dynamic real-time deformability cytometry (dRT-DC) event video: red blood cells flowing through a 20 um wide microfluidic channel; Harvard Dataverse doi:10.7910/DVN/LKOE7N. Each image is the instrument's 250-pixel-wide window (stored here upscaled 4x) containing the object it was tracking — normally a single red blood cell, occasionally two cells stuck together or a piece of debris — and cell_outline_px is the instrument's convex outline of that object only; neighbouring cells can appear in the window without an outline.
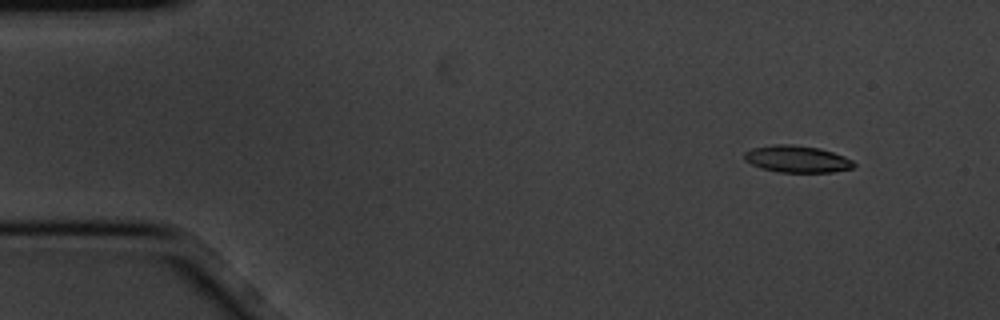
{"species": "common noctule bat (a hibernating species)", "species_latin": "Nyctalus noctula", "temperature_condition": "cold", "stored_images_in_passage": 5, "camera_frame_rate_fps": 3000, "um_per_image_px": 0.085, "animal": {"sex": "male", "body_mass_g": 20.1, "forearm_length_mm": 53.5}, "frame": {"image": 1, "passage_image": 2, "time_ms": 0.333, "image_size_px": [1000, 320], "cell_outline_px": [[856, 164], [852, 168], [832, 172], [780, 172], [760, 168], [744, 160], [744, 152], [752, 148], [776, 144], [792, 144], [820, 148], [844, 156], [852, 160]], "centroid_in_image_um": [67.73, 13.51], "position_along_channel_um": 17.3, "area_um2": 17.17}}
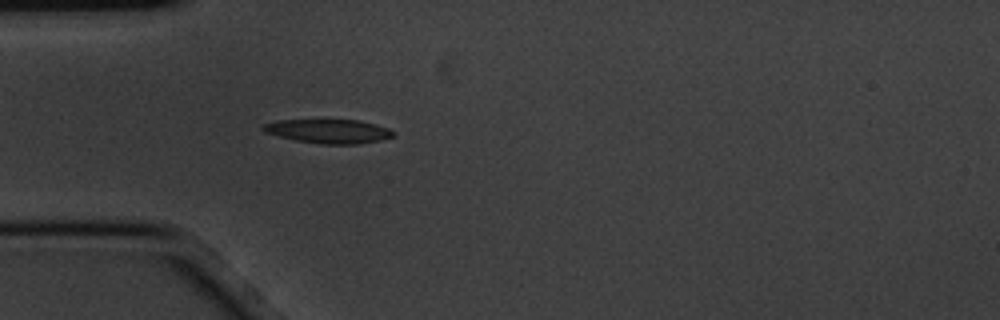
{"frame": {"image": 2, "passage_image": 5, "time_ms": 1.333, "image_size_px": [1000, 320], "cell_outline_px": [[396, 136], [380, 140], [356, 144], [320, 144], [296, 140], [264, 132], [260, 128], [264, 124], [276, 120], [356, 120], [376, 124], [388, 128], [396, 132]], "centroid_in_image_um": [27.95, 11.15], "position_along_channel_um": 57.0, "area_um2": 18.21}}